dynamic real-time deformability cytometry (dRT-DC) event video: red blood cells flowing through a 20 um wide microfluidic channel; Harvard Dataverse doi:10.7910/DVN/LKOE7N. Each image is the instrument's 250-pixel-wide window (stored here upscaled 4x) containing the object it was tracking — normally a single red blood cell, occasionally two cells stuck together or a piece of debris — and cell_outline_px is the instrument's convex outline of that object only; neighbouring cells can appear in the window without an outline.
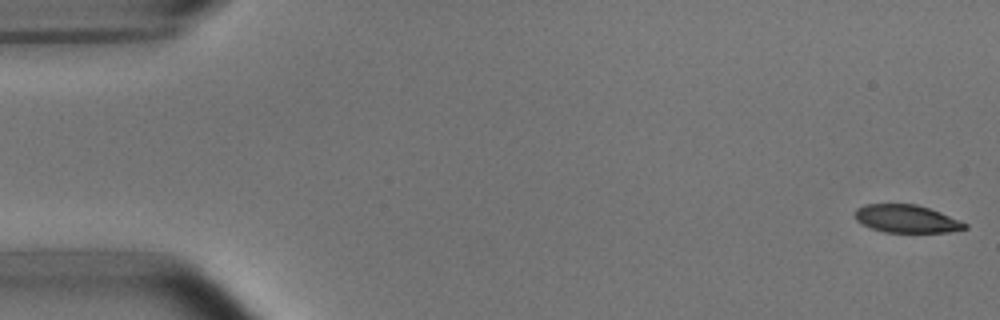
{"species": "common noctule bat (a hibernating species)", "species_latin": "Nyctalus noctula", "temperature_condition": "room temperature", "stored_images_in_passage": 53, "camera_frame_rate_fps": 3000, "um_per_image_px": 0.085, "animal": {"sex": "male", "body_mass_g": 15.6}, "frame": {"image": 1, "passage_image": 1, "time_ms": 0.0, "image_size_px": [1000, 320], "cell_outline_px": [[968, 228], [948, 232], [884, 232], [872, 228], [856, 220], [852, 212], [856, 208], [864, 204], [916, 204], [940, 212], [960, 220], [968, 224]], "centroid_in_image_um": [77.03, 18.59], "position_along_channel_um": 8.0, "area_um2": 17.86}}
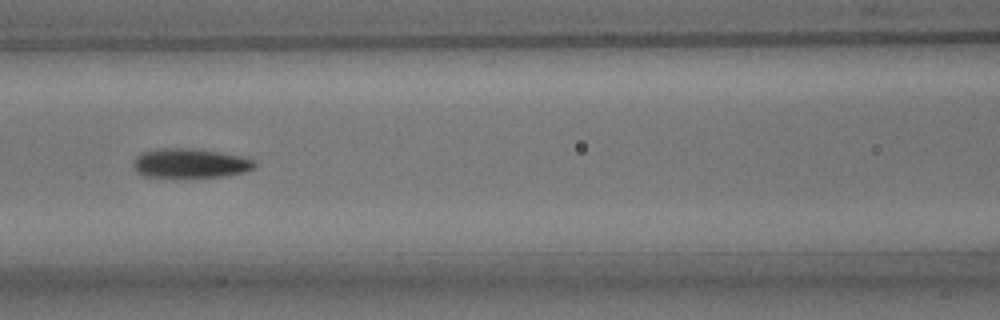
{"frame": {"image": 2, "passage_image": 23, "time_ms": 7.333, "image_size_px": [1000, 320], "cell_outline_px": [[256, 168], [244, 172], [224, 176], [144, 176], [136, 172], [132, 164], [136, 156], [140, 152], [160, 148], [192, 148], [240, 156], [256, 160]], "centroid_in_image_um": [16.15, 13.86], "position_along_channel_um": 150.4, "area_um2": 20.58}}
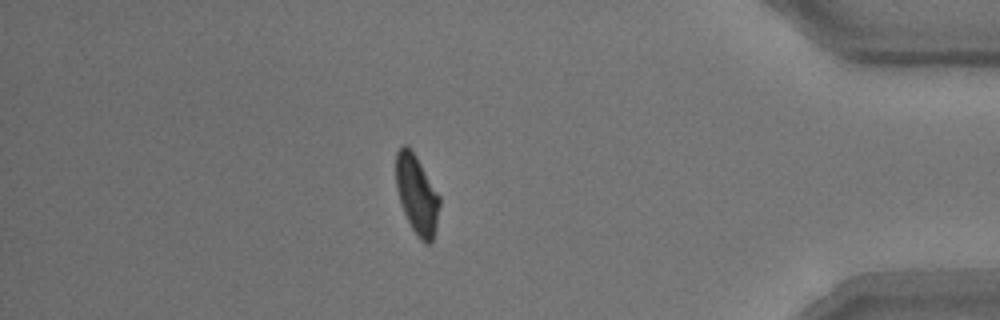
{"frame": {"image": 3, "passage_image": 46, "time_ms": 15.0, "image_size_px": [1000, 320], "cell_outline_px": [[440, 204], [436, 224], [432, 240], [428, 244], [424, 244], [416, 236], [404, 212], [396, 188], [396, 152], [404, 144], [408, 144], [416, 156], [440, 196]], "centroid_in_image_um": [35.42, 16.53], "position_along_channel_um": 399.8, "area_um2": 19.88}, "authors_computed_cell_mechanics": {"area_um2": 20.519, "velocity_mm_per_s": 3.7578, "shape_relaxation_time_tau1_ms": 3.8991, "shape_relaxation_time_tau2_ms": 2.1904, "deformation_change_tau1": 0.1418, "deformation_change_tau2": 0.0814}}